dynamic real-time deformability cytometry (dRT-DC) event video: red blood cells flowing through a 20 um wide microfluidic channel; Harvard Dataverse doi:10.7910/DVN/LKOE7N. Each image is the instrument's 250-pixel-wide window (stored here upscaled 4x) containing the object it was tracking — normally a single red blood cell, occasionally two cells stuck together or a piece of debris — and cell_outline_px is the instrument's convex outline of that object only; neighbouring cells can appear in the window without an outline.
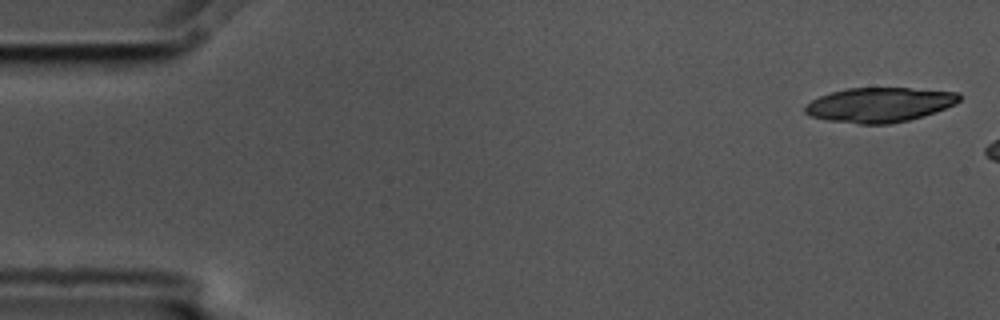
{"species": "common noctule bat (a hibernating species)", "species_latin": "Nyctalus noctula", "temperature_condition": "cold", "stored_images_in_passage": 3, "camera_frame_rate_fps": 3000, "um_per_image_px": 0.085, "animal": {"sex": "male", "body_mass_g": 17.5, "forearm_length_mm": 52.3}, "frame": {"image": 1, "passage_image": 1, "time_ms": 0.0, "image_size_px": [1000, 320], "cell_outline_px": [[960, 100], [956, 104], [936, 112], [924, 116], [908, 120], [888, 124], [860, 124], [828, 120], [812, 116], [804, 112], [804, 108], [812, 100], [820, 96], [832, 92], [848, 88], [908, 88], [960, 92]], "centroid_in_image_um": [74.8, 8.91], "position_along_channel_um": 10.2, "area_um2": 31.04}}